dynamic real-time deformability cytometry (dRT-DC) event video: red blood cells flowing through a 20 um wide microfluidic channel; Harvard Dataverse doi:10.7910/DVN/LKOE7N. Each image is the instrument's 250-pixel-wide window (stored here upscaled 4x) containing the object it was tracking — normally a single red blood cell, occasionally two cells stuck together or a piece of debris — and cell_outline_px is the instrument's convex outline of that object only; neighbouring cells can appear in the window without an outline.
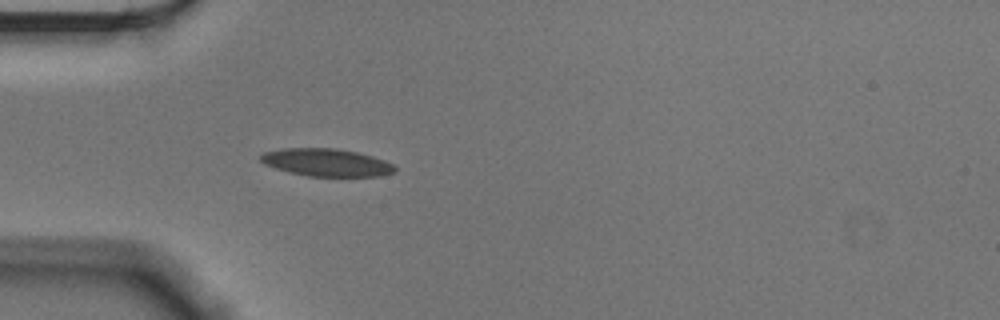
{"species": "Egyptian fruit bat (a non-hibernating species)", "species_latin": "Rousettus aegyptiacus", "temperature_condition": "cold", "stored_images_in_passage": 12, "camera_frame_rate_fps": 3000, "um_per_image_px": 0.085, "animal": {"sex": "male"}, "frame": {"image": 1, "passage_image": 1, "time_ms": 0.0, "image_size_px": [1000, 320], "cell_outline_px": [[396, 172], [380, 176], [308, 176], [276, 168], [264, 164], [260, 160], [260, 156], [264, 152], [284, 148], [336, 148], [356, 152], [372, 156], [384, 160], [392, 164], [396, 168]], "centroid_in_image_um": [27.76, 13.8], "position_along_channel_um": 57.2, "area_um2": 21.44}}
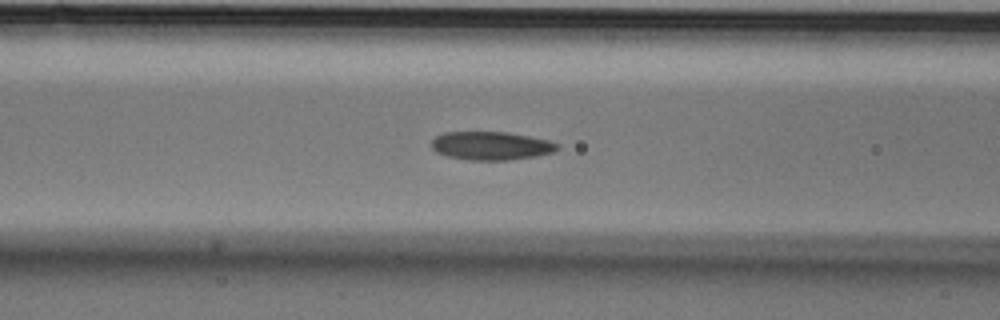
{"frame": {"image": 2, "passage_image": 7, "time_ms": 2.0, "image_size_px": [1000, 320], "cell_outline_px": [[560, 148], [556, 152], [536, 156], [508, 160], [468, 160], [448, 156], [436, 152], [432, 148], [432, 140], [436, 136], [444, 132], [508, 132], [548, 140], [560, 144]], "centroid_in_image_um": [41.78, 12.39], "position_along_channel_um": 124.8, "area_um2": 20.92}}
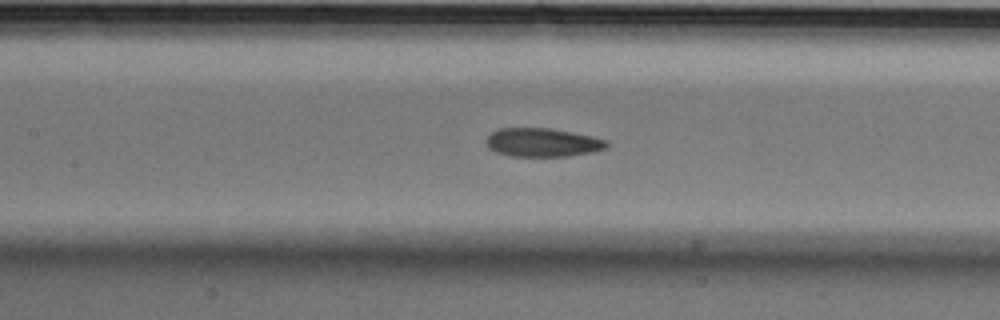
{"frame": {"image": 3, "passage_image": 10, "time_ms": 3.0, "image_size_px": [1000, 320], "cell_outline_px": [[608, 148], [596, 152], [568, 156], [508, 156], [496, 152], [488, 148], [484, 140], [492, 132], [500, 128], [548, 128], [572, 132], [592, 136], [608, 140]], "centroid_in_image_um": [46.13, 12.11], "position_along_channel_um": 161.3, "area_um2": 20.35}}